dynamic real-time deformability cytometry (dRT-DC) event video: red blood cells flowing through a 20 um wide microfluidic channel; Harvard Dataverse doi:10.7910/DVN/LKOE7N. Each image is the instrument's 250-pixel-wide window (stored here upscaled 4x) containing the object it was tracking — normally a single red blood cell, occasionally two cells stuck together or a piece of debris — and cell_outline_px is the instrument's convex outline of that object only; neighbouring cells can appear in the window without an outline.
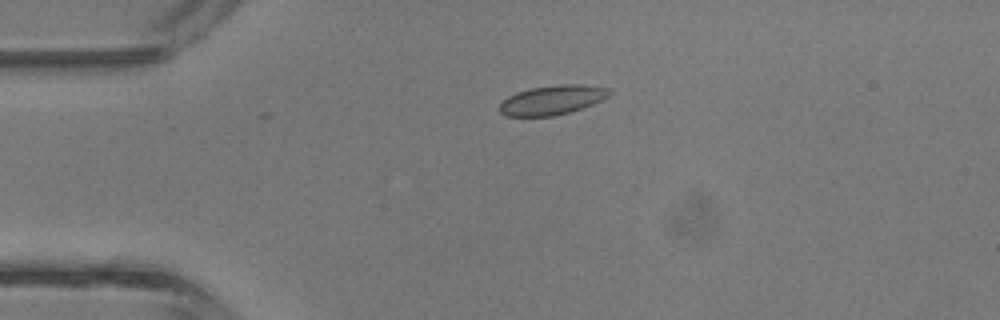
{"species": "common noctule bat (a hibernating species)", "species_latin": "Nyctalus noctula", "temperature_condition": "room temperature", "stored_images_in_passage": 33, "camera_frame_rate_fps": 3000, "um_per_image_px": 0.085, "animal": {"sex": "male", "body_mass_g": 13.3}, "frame": {"image": 1, "passage_image": 1, "time_ms": 0.0, "image_size_px": [1000, 320], "cell_outline_px": [[612, 92], [608, 96], [592, 104], [568, 112], [552, 116], [508, 116], [500, 112], [500, 104], [508, 96], [516, 92], [532, 88], [560, 84], [580, 84], [612, 88]], "centroid_in_image_um": [46.96, 8.48], "position_along_channel_um": 38.0, "area_um2": 18.61}}
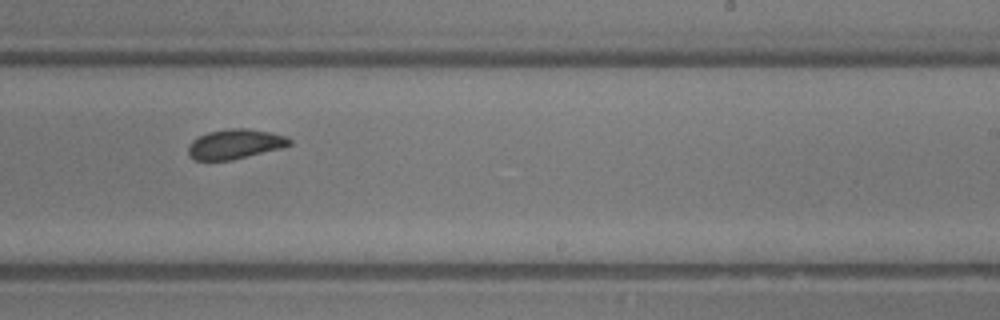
{"frame": {"image": 2, "passage_image": 17, "time_ms": 5.333, "image_size_px": [1000, 320], "cell_outline_px": [[292, 144], [284, 148], [232, 160], [196, 160], [188, 156], [188, 148], [192, 140], [208, 132], [228, 128], [248, 128], [272, 132], [288, 136], [292, 140]], "centroid_in_image_um": [20.04, 12.24], "position_along_channel_um": 269.0, "area_um2": 17.86}}
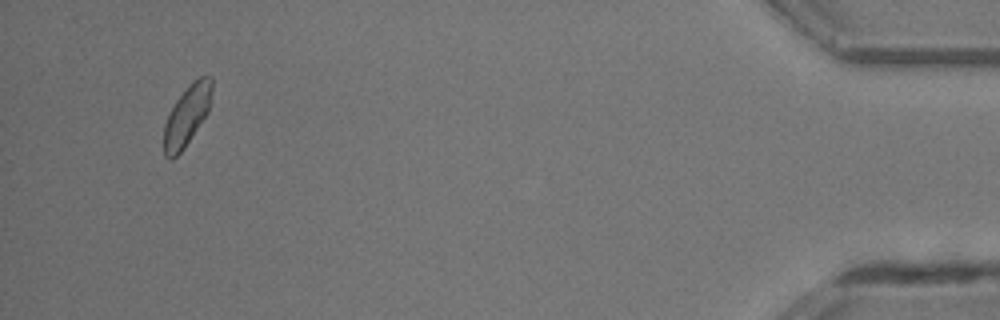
{"frame": {"image": 3, "passage_image": 31, "time_ms": 10.0, "image_size_px": [1000, 320], "cell_outline_px": [[212, 88], [208, 112], [184, 148], [172, 160], [168, 160], [164, 156], [164, 124], [176, 100], [188, 84], [192, 80], [200, 76], [212, 76]], "centroid_in_image_um": [15.88, 9.81], "position_along_channel_um": 419.3, "area_um2": 16.82}}